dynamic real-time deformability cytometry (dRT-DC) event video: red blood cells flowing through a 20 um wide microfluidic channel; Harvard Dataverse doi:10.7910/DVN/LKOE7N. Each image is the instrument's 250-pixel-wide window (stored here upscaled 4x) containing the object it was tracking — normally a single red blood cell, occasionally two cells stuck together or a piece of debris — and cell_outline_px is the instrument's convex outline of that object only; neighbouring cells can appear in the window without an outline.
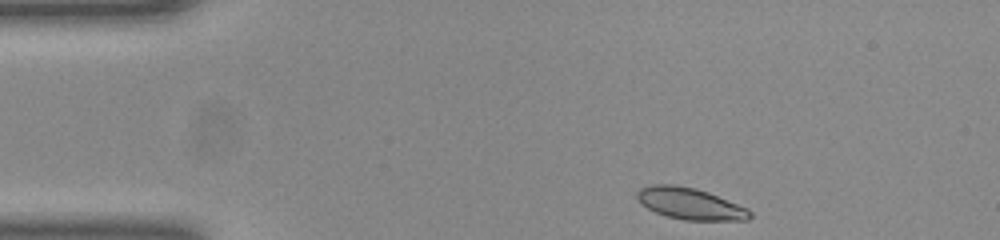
{"species": "common noctule bat (a hibernating species)", "species_latin": "Nyctalus noctula", "temperature_condition": "room temperature", "stored_images_in_passage": 44, "camera_frame_rate_fps": 3000, "um_per_image_px": 0.085, "animal": {"sex": "female", "body_mass_g": 23.0, "forearm_length_mm": 53.4}, "frame": {"image": 1, "passage_image": 1, "time_ms": 0.0, "image_size_px": [1000, 240], "cell_outline_px": [[752, 216], [748, 220], [684, 220], [668, 216], [656, 212], [640, 204], [636, 196], [636, 192], [640, 188], [652, 184], [676, 184], [696, 188], [708, 192], [748, 208], [752, 212]], "centroid_in_image_um": [58.65, 17.3], "position_along_channel_um": 26.4, "area_um2": 20.87}}
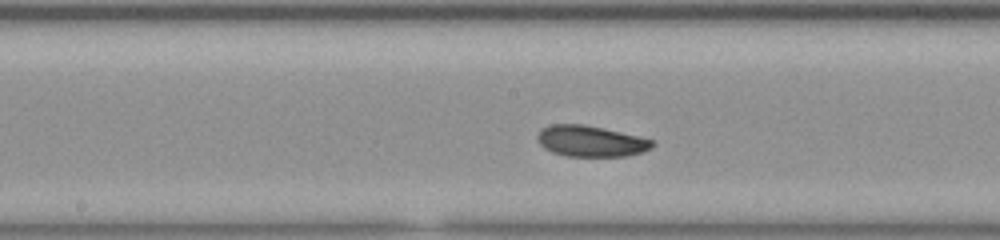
{"frame": {"image": 2, "passage_image": 19, "time_ms": 6.0, "image_size_px": [1000, 240], "cell_outline_px": [[652, 148], [628, 156], [568, 156], [552, 152], [544, 148], [540, 144], [536, 136], [540, 128], [552, 124], [584, 124], [636, 136], [652, 140]], "centroid_in_image_um": [50.14, 11.99], "position_along_channel_um": 198.1, "area_um2": 20.52}}
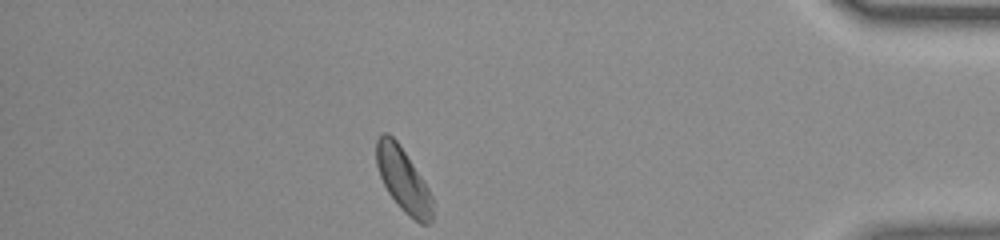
{"frame": {"image": 3, "passage_image": 38, "time_ms": 12.333, "image_size_px": [1000, 240], "cell_outline_px": [[432, 220], [428, 224], [420, 224], [408, 216], [396, 204], [388, 192], [380, 176], [376, 164], [376, 140], [384, 132], [388, 132], [400, 144], [428, 188], [432, 196]], "centroid_in_image_um": [34.26, 15.29], "position_along_channel_um": 400.9, "area_um2": 20.87}, "authors_computed_cell_mechanics": {"area_um2": 20.7791, "velocity_mm_per_s": 3.8999, "shape_relaxation_time_tau1_ms": 2.5991, "shape_relaxation_time_tau2_ms": 4.2024, "deformation_change_tau1": 0.0879, "deformation_change_tau2": 0.0606}}